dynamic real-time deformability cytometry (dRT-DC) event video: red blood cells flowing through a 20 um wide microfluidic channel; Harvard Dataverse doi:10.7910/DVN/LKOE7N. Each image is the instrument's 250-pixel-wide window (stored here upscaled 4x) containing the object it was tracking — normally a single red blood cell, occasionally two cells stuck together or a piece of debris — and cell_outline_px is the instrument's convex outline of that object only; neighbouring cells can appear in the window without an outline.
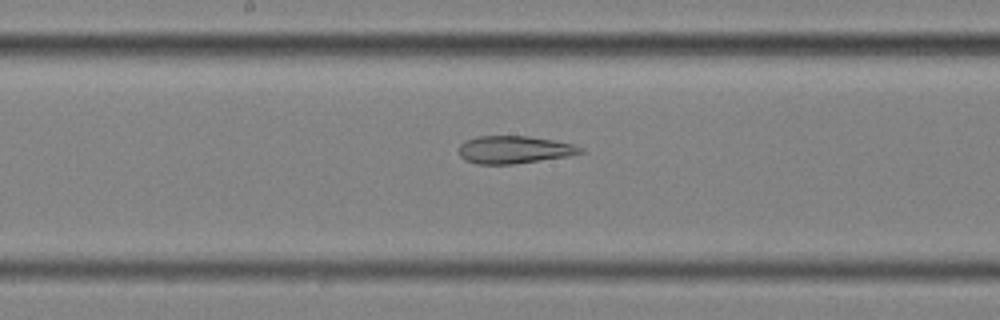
{"species": "common noctule bat (a hibernating species)", "species_latin": "Nyctalus noctula", "temperature_condition": "cold", "stored_images_in_passage": 57, "segment_of_instrument_passage": [2, 2], "camera_frame_rate_fps": 3000, "um_per_image_px": 0.085, "animal": {"sex": "female", "body_mass_g": 25.1}, "frame": {"image": 1, "passage_image": 30, "time_ms": 9.667, "image_size_px": [1000, 320], "cell_outline_px": [[584, 152], [568, 156], [512, 164], [476, 164], [464, 160], [460, 156], [460, 144], [464, 140], [476, 136], [528, 136], [552, 140], [572, 144], [584, 148]], "centroid_in_image_um": [43.67, 12.72], "position_along_channel_um": 204.5, "area_um2": 19.54}}
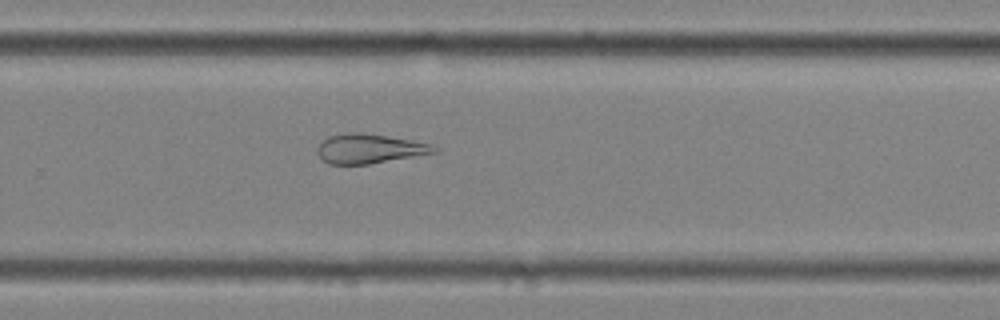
{"frame": {"image": 2, "passage_image": 38, "time_ms": 12.333, "image_size_px": [1000, 320], "cell_outline_px": [[440, 152], [368, 164], [328, 164], [316, 152], [316, 148], [328, 136], [348, 132], [356, 132], [388, 136], [412, 140], [428, 144], [436, 148]], "centroid_in_image_um": [31.38, 12.64], "position_along_channel_um": 298.4, "area_um2": 19.88}}
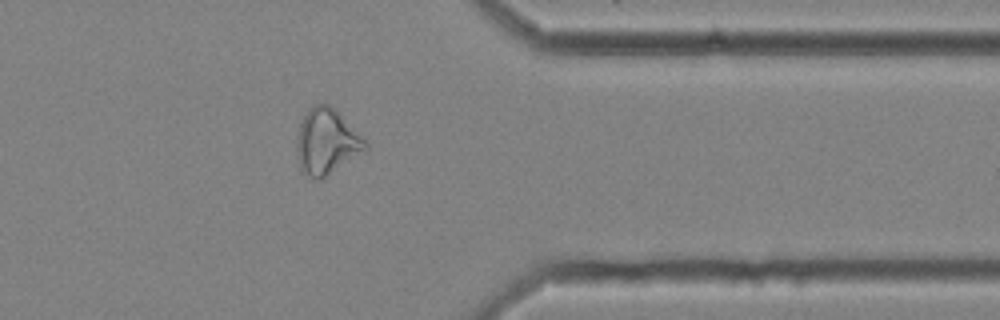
{"frame": {"image": 3, "passage_image": 46, "time_ms": 15.0, "image_size_px": [1000, 320], "cell_outline_px": [[368, 148], [320, 180], [316, 180], [300, 168], [296, 156], [296, 148], [300, 124], [308, 108], [316, 104], [332, 104], [336, 108], [368, 144]], "centroid_in_image_um": [27.75, 12.01], "position_along_channel_um": 383.7, "area_um2": 25.89}}